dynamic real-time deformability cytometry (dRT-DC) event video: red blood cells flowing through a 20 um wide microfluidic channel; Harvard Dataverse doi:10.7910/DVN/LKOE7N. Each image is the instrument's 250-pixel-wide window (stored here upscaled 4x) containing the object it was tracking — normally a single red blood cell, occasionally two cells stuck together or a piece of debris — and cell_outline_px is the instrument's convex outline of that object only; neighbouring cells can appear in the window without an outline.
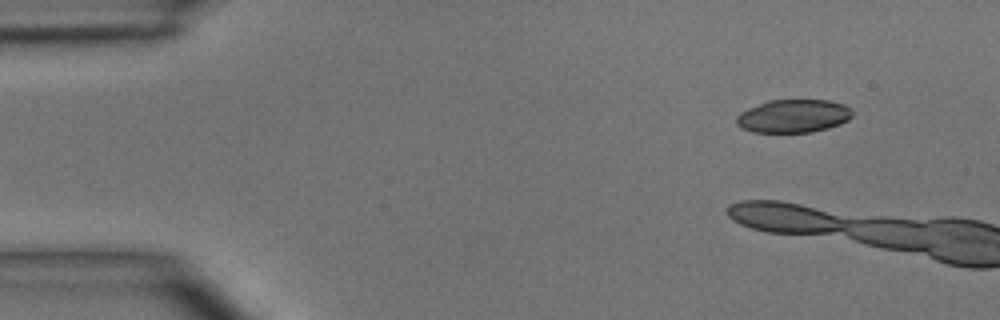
{"species": "common noctule bat (a hibernating species)", "species_latin": "Nyctalus noctula", "temperature_condition": "room temperature", "stored_images_in_passage": 6, "camera_frame_rate_fps": 3000, "um_per_image_px": 0.085, "animal": {"sex": "male", "body_mass_g": 15.6}, "frame": {"image": 1, "passage_image": 1, "time_ms": 0.0, "image_size_px": [1000, 320], "cell_outline_px": [[852, 116], [848, 120], [840, 124], [828, 128], [812, 132], [752, 132], [740, 128], [736, 124], [736, 116], [740, 112], [748, 108], [768, 100], [828, 100], [844, 104], [852, 108]], "centroid_in_image_um": [67.43, 9.86], "position_along_channel_um": 17.6, "area_um2": 22.6}}